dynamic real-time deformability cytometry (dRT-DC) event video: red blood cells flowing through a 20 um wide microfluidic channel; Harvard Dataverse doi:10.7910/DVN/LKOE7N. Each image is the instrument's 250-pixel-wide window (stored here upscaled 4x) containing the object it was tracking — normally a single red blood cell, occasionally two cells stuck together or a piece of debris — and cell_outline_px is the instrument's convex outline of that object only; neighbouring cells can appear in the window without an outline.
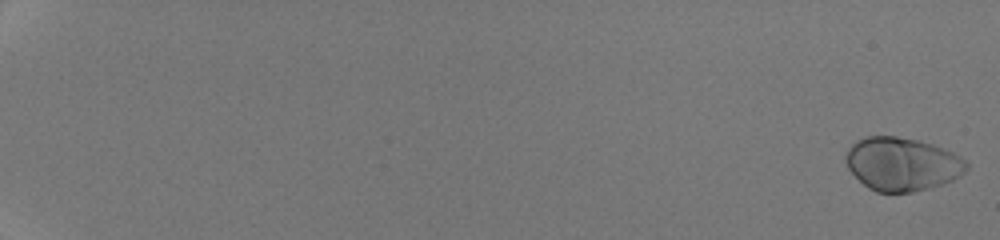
{"species": "human", "species_latin": "Homo sapiens", "temperature_condition": "room temperature", "stored_images_in_passage": 53, "camera_frame_rate_fps": 3000, "um_per_image_px": 0.085, "donor": {"sex": "male"}, "frame": {"image": 1, "passage_image": 1, "time_ms": 0.0, "image_size_px": [1000, 240], "cell_outline_px": [[968, 168], [960, 176], [952, 180], [928, 188], [912, 192], [876, 192], [868, 188], [848, 168], [844, 160], [844, 156], [848, 148], [856, 140], [868, 136], [896, 136], [920, 140], [944, 148], [960, 156], [968, 164]], "centroid_in_image_um": [76.66, 13.93], "position_along_channel_um": 8.3, "area_um2": 37.57}}
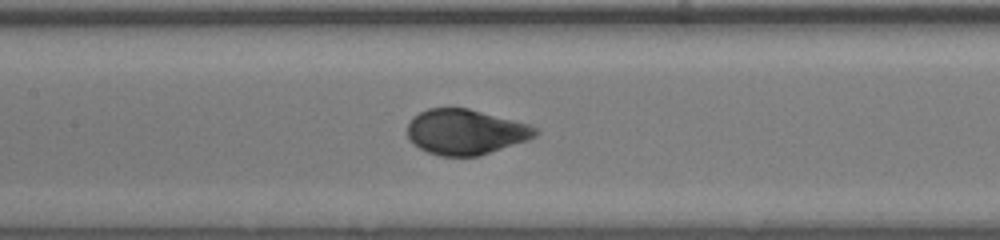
{"frame": {"image": 2, "passage_image": 30, "time_ms": 9.667, "image_size_px": [1000, 240], "cell_outline_px": [[540, 132], [536, 136], [528, 140], [480, 156], [440, 156], [428, 152], [420, 148], [408, 136], [408, 124], [412, 116], [428, 108], [468, 108], [532, 124]], "centroid_in_image_um": [39.62, 11.21], "position_along_channel_um": 167.8, "area_um2": 33.93}}
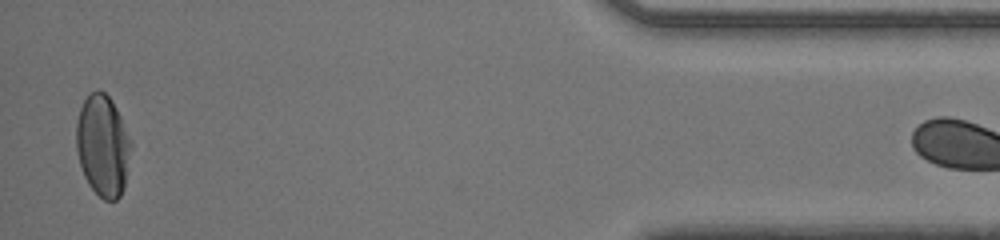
{"frame": {"image": 3, "passage_image": 52, "time_ms": 17.0, "image_size_px": [1000, 240], "cell_outline_px": [[132, 148], [124, 188], [120, 196], [116, 200], [104, 200], [88, 184], [84, 176], [76, 152], [76, 124], [80, 108], [84, 100], [96, 88], [100, 88], [112, 100], [120, 116], [132, 144]], "centroid_in_image_um": [8.74, 12.37], "position_along_channel_um": 426.5, "area_um2": 32.48}}